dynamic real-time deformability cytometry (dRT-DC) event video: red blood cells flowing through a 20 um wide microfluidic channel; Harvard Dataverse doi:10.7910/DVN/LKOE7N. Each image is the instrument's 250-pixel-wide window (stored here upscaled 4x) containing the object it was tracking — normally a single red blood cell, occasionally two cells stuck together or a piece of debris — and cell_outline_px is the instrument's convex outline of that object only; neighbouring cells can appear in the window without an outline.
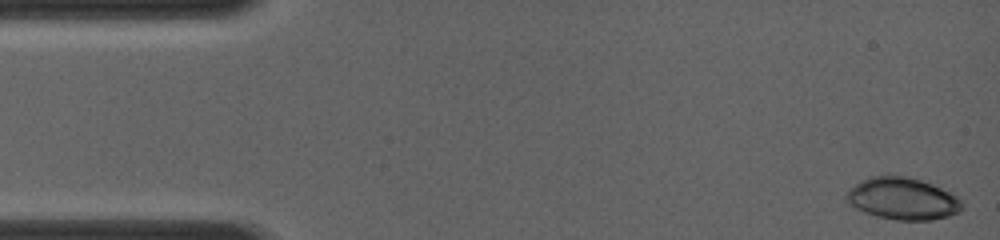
{"species": "common noctule bat (a hibernating species)", "species_latin": "Nyctalus noctula", "temperature_condition": "room temperature", "stored_images_in_passage": 17, "camera_frame_rate_fps": 4000, "um_per_image_px": 0.085, "animal": {"sex": "female", "body_mass_g": 19.0, "forearm_length_mm": 56.7}, "frame": {"image": 1, "passage_image": 1, "time_ms": 0.0, "image_size_px": [1000, 240], "cell_outline_px": [[964, 208], [960, 212], [948, 216], [932, 220], [896, 220], [876, 216], [864, 212], [848, 204], [844, 200], [844, 196], [848, 188], [872, 176], [908, 176], [932, 184], [952, 192], [964, 204]], "centroid_in_image_um": [76.72, 16.9], "position_along_channel_um": 8.3, "area_um2": 28.55}}
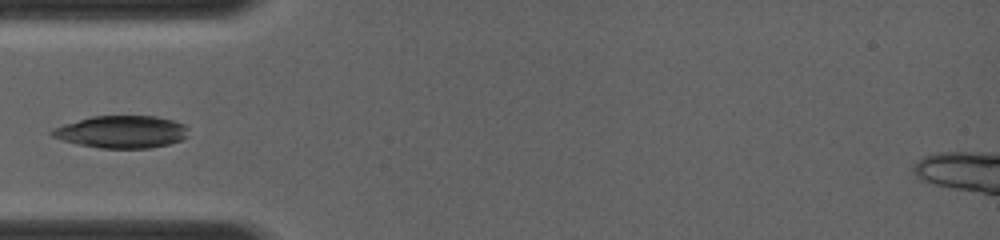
{"frame": {"image": 2, "passage_image": 11, "time_ms": 4.0, "image_size_px": [1000, 240], "cell_outline_px": [[188, 136], [180, 140], [168, 144], [148, 148], [100, 148], [76, 144], [52, 136], [48, 132], [52, 128], [64, 124], [92, 116], [156, 116], [172, 120], [184, 124], [188, 128]], "centroid_in_image_um": [10.33, 11.2], "position_along_channel_um": 74.7, "area_um2": 25.72}}
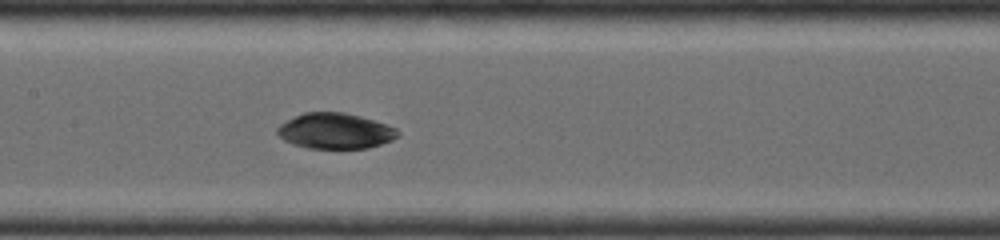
{"frame": {"image": 3, "passage_image": 17, "time_ms": 6.25, "image_size_px": [1000, 240], "cell_outline_px": [[400, 136], [392, 140], [368, 148], [308, 148], [292, 144], [284, 140], [276, 132], [276, 128], [280, 124], [304, 112], [344, 112], [360, 116], [396, 128], [400, 132]], "centroid_in_image_um": [28.49, 11.13], "position_along_channel_um": 178.9, "area_um2": 24.91}}